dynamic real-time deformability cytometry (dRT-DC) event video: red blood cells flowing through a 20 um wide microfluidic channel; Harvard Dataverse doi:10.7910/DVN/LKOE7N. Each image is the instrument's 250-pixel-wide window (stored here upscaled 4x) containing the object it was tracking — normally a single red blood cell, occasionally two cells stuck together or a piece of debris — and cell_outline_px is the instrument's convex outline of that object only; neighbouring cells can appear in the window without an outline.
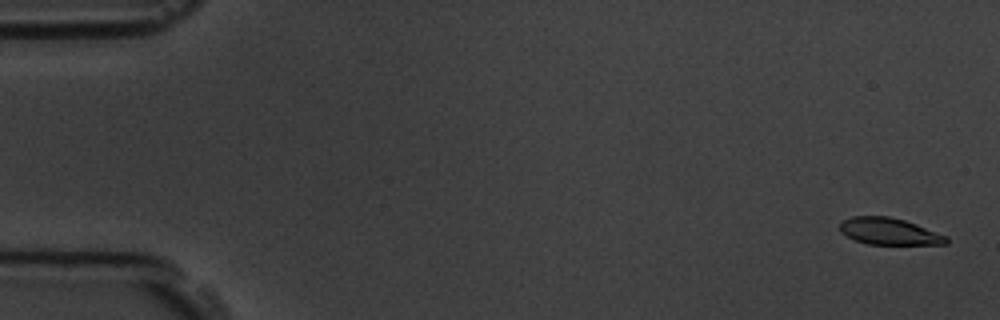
{"species": "common noctule bat (a hibernating species)", "species_latin": "Nyctalus noctula", "temperature_condition": "room temperature", "stored_images_in_passage": 55, "camera_frame_rate_fps": 3000, "um_per_image_px": 0.085, "animal": {"sex": "male", "body_mass_g": 19.5, "forearm_length_mm": 54.6}, "frame": {"image": 1, "passage_image": 2, "time_ms": 0.333, "image_size_px": [1000, 320], "cell_outline_px": [[948, 244], [868, 244], [856, 240], [840, 232], [840, 220], [852, 216], [888, 216], [904, 220], [916, 224], [948, 236]], "centroid_in_image_um": [75.57, 19.66], "position_along_channel_um": 9.4, "area_um2": 16.59}}
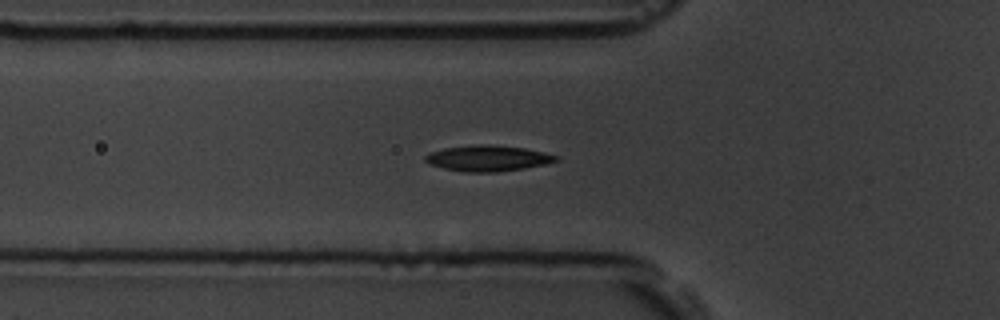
{"frame": {"image": 2, "passage_image": 20, "time_ms": 6.333, "image_size_px": [1000, 320], "cell_outline_px": [[560, 160], [544, 164], [524, 168], [496, 172], [464, 172], [444, 168], [428, 164], [424, 160], [424, 156], [432, 152], [444, 148], [480, 144], [488, 144], [524, 148], [544, 152], [560, 156]], "centroid_in_image_um": [41.48, 13.45], "position_along_channel_um": 84.3, "area_um2": 19.65}}
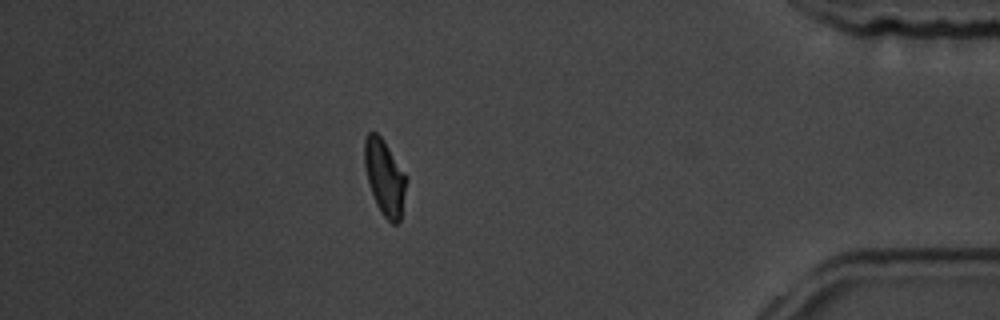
{"frame": {"image": 3, "passage_image": 50, "time_ms": 16.333, "image_size_px": [1000, 320], "cell_outline_px": [[408, 180], [400, 220], [396, 224], [392, 224], [380, 212], [376, 204], [368, 180], [364, 164], [364, 140], [368, 132], [376, 132], [380, 136], [404, 172]], "centroid_in_image_um": [32.7, 15.1], "position_along_channel_um": 402.5, "area_um2": 18.21}, "authors_computed_cell_mechanics": {"area_um2": 18.6116, "velocity_mm_per_s": 3.6081, "shape_relaxation_time_tau1_ms": 3.631, "shape_relaxation_time_tau2_ms": 1.3748, "deformation_change_tau1": 0.1294, "deformation_change_tau2": 0.0644}}